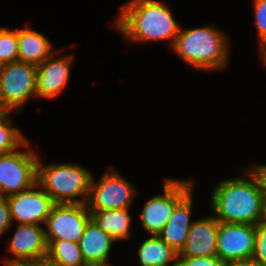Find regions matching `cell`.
Returning a JSON list of instances; mask_svg holds the SVG:
<instances>
[{"label":"cell","instance_id":"1","mask_svg":"<svg viewBox=\"0 0 266 266\" xmlns=\"http://www.w3.org/2000/svg\"><path fill=\"white\" fill-rule=\"evenodd\" d=\"M113 21L129 44L169 41L170 48L181 27L162 0H128Z\"/></svg>","mask_w":266,"mask_h":266},{"label":"cell","instance_id":"2","mask_svg":"<svg viewBox=\"0 0 266 266\" xmlns=\"http://www.w3.org/2000/svg\"><path fill=\"white\" fill-rule=\"evenodd\" d=\"M244 176L216 183L210 193L211 210L219 222L257 225L263 216V188L251 167Z\"/></svg>","mask_w":266,"mask_h":266},{"label":"cell","instance_id":"3","mask_svg":"<svg viewBox=\"0 0 266 266\" xmlns=\"http://www.w3.org/2000/svg\"><path fill=\"white\" fill-rule=\"evenodd\" d=\"M229 38L216 26L180 27L171 50L188 66L200 71H220L229 64Z\"/></svg>","mask_w":266,"mask_h":266},{"label":"cell","instance_id":"4","mask_svg":"<svg viewBox=\"0 0 266 266\" xmlns=\"http://www.w3.org/2000/svg\"><path fill=\"white\" fill-rule=\"evenodd\" d=\"M92 173L77 163L43 164L37 162V182L55 204H86Z\"/></svg>","mask_w":266,"mask_h":266},{"label":"cell","instance_id":"5","mask_svg":"<svg viewBox=\"0 0 266 266\" xmlns=\"http://www.w3.org/2000/svg\"><path fill=\"white\" fill-rule=\"evenodd\" d=\"M37 98V66L21 61L6 63L0 71V107L18 112L31 98Z\"/></svg>","mask_w":266,"mask_h":266},{"label":"cell","instance_id":"6","mask_svg":"<svg viewBox=\"0 0 266 266\" xmlns=\"http://www.w3.org/2000/svg\"><path fill=\"white\" fill-rule=\"evenodd\" d=\"M193 180L165 178L163 193L151 197L141 209L140 226L149 235H158L175 206L194 188Z\"/></svg>","mask_w":266,"mask_h":266},{"label":"cell","instance_id":"7","mask_svg":"<svg viewBox=\"0 0 266 266\" xmlns=\"http://www.w3.org/2000/svg\"><path fill=\"white\" fill-rule=\"evenodd\" d=\"M23 150L0 154V196L8 197L30 188L37 182L39 155L24 142Z\"/></svg>","mask_w":266,"mask_h":266},{"label":"cell","instance_id":"8","mask_svg":"<svg viewBox=\"0 0 266 266\" xmlns=\"http://www.w3.org/2000/svg\"><path fill=\"white\" fill-rule=\"evenodd\" d=\"M136 190L131 181L110 165L98 181L92 175L86 205L89 211L130 208L138 194Z\"/></svg>","mask_w":266,"mask_h":266},{"label":"cell","instance_id":"9","mask_svg":"<svg viewBox=\"0 0 266 266\" xmlns=\"http://www.w3.org/2000/svg\"><path fill=\"white\" fill-rule=\"evenodd\" d=\"M89 221L90 211L86 204H55L44 223L46 241L79 243Z\"/></svg>","mask_w":266,"mask_h":266},{"label":"cell","instance_id":"10","mask_svg":"<svg viewBox=\"0 0 266 266\" xmlns=\"http://www.w3.org/2000/svg\"><path fill=\"white\" fill-rule=\"evenodd\" d=\"M255 249V225L219 222L217 256L225 263L251 261Z\"/></svg>","mask_w":266,"mask_h":266},{"label":"cell","instance_id":"11","mask_svg":"<svg viewBox=\"0 0 266 266\" xmlns=\"http://www.w3.org/2000/svg\"><path fill=\"white\" fill-rule=\"evenodd\" d=\"M11 219L17 224L44 226L54 201L38 182L30 188L7 197Z\"/></svg>","mask_w":266,"mask_h":266},{"label":"cell","instance_id":"12","mask_svg":"<svg viewBox=\"0 0 266 266\" xmlns=\"http://www.w3.org/2000/svg\"><path fill=\"white\" fill-rule=\"evenodd\" d=\"M62 49L53 52L42 64L37 66V97L52 99L66 87L70 78L71 54L59 55Z\"/></svg>","mask_w":266,"mask_h":266},{"label":"cell","instance_id":"13","mask_svg":"<svg viewBox=\"0 0 266 266\" xmlns=\"http://www.w3.org/2000/svg\"><path fill=\"white\" fill-rule=\"evenodd\" d=\"M7 242V250L13 256L7 259L38 260L48 255L44 226L16 224V231Z\"/></svg>","mask_w":266,"mask_h":266},{"label":"cell","instance_id":"14","mask_svg":"<svg viewBox=\"0 0 266 266\" xmlns=\"http://www.w3.org/2000/svg\"><path fill=\"white\" fill-rule=\"evenodd\" d=\"M219 221L214 215L194 219L186 244L178 256L199 257L217 255Z\"/></svg>","mask_w":266,"mask_h":266},{"label":"cell","instance_id":"15","mask_svg":"<svg viewBox=\"0 0 266 266\" xmlns=\"http://www.w3.org/2000/svg\"><path fill=\"white\" fill-rule=\"evenodd\" d=\"M193 195L194 188L175 206L167 224L158 234L178 253L184 248L189 230L194 222L191 219L194 205Z\"/></svg>","mask_w":266,"mask_h":266},{"label":"cell","instance_id":"16","mask_svg":"<svg viewBox=\"0 0 266 266\" xmlns=\"http://www.w3.org/2000/svg\"><path fill=\"white\" fill-rule=\"evenodd\" d=\"M18 40V61L39 66L53 52L52 42L46 35L28 28L16 29Z\"/></svg>","mask_w":266,"mask_h":266},{"label":"cell","instance_id":"17","mask_svg":"<svg viewBox=\"0 0 266 266\" xmlns=\"http://www.w3.org/2000/svg\"><path fill=\"white\" fill-rule=\"evenodd\" d=\"M115 242L109 234L102 231L90 220L85 226L79 246L86 263L108 264Z\"/></svg>","mask_w":266,"mask_h":266},{"label":"cell","instance_id":"18","mask_svg":"<svg viewBox=\"0 0 266 266\" xmlns=\"http://www.w3.org/2000/svg\"><path fill=\"white\" fill-rule=\"evenodd\" d=\"M90 220L109 234L116 243L132 236L130 208L90 211Z\"/></svg>","mask_w":266,"mask_h":266},{"label":"cell","instance_id":"19","mask_svg":"<svg viewBox=\"0 0 266 266\" xmlns=\"http://www.w3.org/2000/svg\"><path fill=\"white\" fill-rule=\"evenodd\" d=\"M178 254L158 235L142 240L137 250L140 266H175Z\"/></svg>","mask_w":266,"mask_h":266},{"label":"cell","instance_id":"20","mask_svg":"<svg viewBox=\"0 0 266 266\" xmlns=\"http://www.w3.org/2000/svg\"><path fill=\"white\" fill-rule=\"evenodd\" d=\"M48 256L64 266L86 264L79 243L67 240H51L48 243Z\"/></svg>","mask_w":266,"mask_h":266},{"label":"cell","instance_id":"21","mask_svg":"<svg viewBox=\"0 0 266 266\" xmlns=\"http://www.w3.org/2000/svg\"><path fill=\"white\" fill-rule=\"evenodd\" d=\"M11 112H2L0 114V154L8 153L23 148L27 140L23 131L13 124L10 119Z\"/></svg>","mask_w":266,"mask_h":266},{"label":"cell","instance_id":"22","mask_svg":"<svg viewBox=\"0 0 266 266\" xmlns=\"http://www.w3.org/2000/svg\"><path fill=\"white\" fill-rule=\"evenodd\" d=\"M0 59L4 64L18 61L16 29L0 27Z\"/></svg>","mask_w":266,"mask_h":266},{"label":"cell","instance_id":"23","mask_svg":"<svg viewBox=\"0 0 266 266\" xmlns=\"http://www.w3.org/2000/svg\"><path fill=\"white\" fill-rule=\"evenodd\" d=\"M251 262L259 266H266V223L255 225V249Z\"/></svg>","mask_w":266,"mask_h":266},{"label":"cell","instance_id":"24","mask_svg":"<svg viewBox=\"0 0 266 266\" xmlns=\"http://www.w3.org/2000/svg\"><path fill=\"white\" fill-rule=\"evenodd\" d=\"M253 17L260 44L266 39V0H253Z\"/></svg>","mask_w":266,"mask_h":266},{"label":"cell","instance_id":"25","mask_svg":"<svg viewBox=\"0 0 266 266\" xmlns=\"http://www.w3.org/2000/svg\"><path fill=\"white\" fill-rule=\"evenodd\" d=\"M226 264L217 256L186 257L178 256L175 266H225Z\"/></svg>","mask_w":266,"mask_h":266},{"label":"cell","instance_id":"26","mask_svg":"<svg viewBox=\"0 0 266 266\" xmlns=\"http://www.w3.org/2000/svg\"><path fill=\"white\" fill-rule=\"evenodd\" d=\"M13 225L7 197L0 196V237Z\"/></svg>","mask_w":266,"mask_h":266},{"label":"cell","instance_id":"27","mask_svg":"<svg viewBox=\"0 0 266 266\" xmlns=\"http://www.w3.org/2000/svg\"><path fill=\"white\" fill-rule=\"evenodd\" d=\"M252 170L255 172V174L259 177V180L261 182L262 188H263V194L264 197H266V164H252L250 166Z\"/></svg>","mask_w":266,"mask_h":266},{"label":"cell","instance_id":"28","mask_svg":"<svg viewBox=\"0 0 266 266\" xmlns=\"http://www.w3.org/2000/svg\"><path fill=\"white\" fill-rule=\"evenodd\" d=\"M4 266H38V260L4 259Z\"/></svg>","mask_w":266,"mask_h":266},{"label":"cell","instance_id":"29","mask_svg":"<svg viewBox=\"0 0 266 266\" xmlns=\"http://www.w3.org/2000/svg\"><path fill=\"white\" fill-rule=\"evenodd\" d=\"M38 266H64V265L46 255L38 259Z\"/></svg>","mask_w":266,"mask_h":266},{"label":"cell","instance_id":"30","mask_svg":"<svg viewBox=\"0 0 266 266\" xmlns=\"http://www.w3.org/2000/svg\"><path fill=\"white\" fill-rule=\"evenodd\" d=\"M259 52L262 57L263 66L266 67V39L259 44Z\"/></svg>","mask_w":266,"mask_h":266},{"label":"cell","instance_id":"31","mask_svg":"<svg viewBox=\"0 0 266 266\" xmlns=\"http://www.w3.org/2000/svg\"><path fill=\"white\" fill-rule=\"evenodd\" d=\"M225 266H259L254 262L247 261V262H237V263H228Z\"/></svg>","mask_w":266,"mask_h":266},{"label":"cell","instance_id":"32","mask_svg":"<svg viewBox=\"0 0 266 266\" xmlns=\"http://www.w3.org/2000/svg\"><path fill=\"white\" fill-rule=\"evenodd\" d=\"M261 221L266 223V197L263 199V216Z\"/></svg>","mask_w":266,"mask_h":266},{"label":"cell","instance_id":"33","mask_svg":"<svg viewBox=\"0 0 266 266\" xmlns=\"http://www.w3.org/2000/svg\"><path fill=\"white\" fill-rule=\"evenodd\" d=\"M83 266H112L110 263L109 264H93V263H86Z\"/></svg>","mask_w":266,"mask_h":266},{"label":"cell","instance_id":"34","mask_svg":"<svg viewBox=\"0 0 266 266\" xmlns=\"http://www.w3.org/2000/svg\"><path fill=\"white\" fill-rule=\"evenodd\" d=\"M4 63L1 61V59H0V71L3 69V67H4Z\"/></svg>","mask_w":266,"mask_h":266}]
</instances>
